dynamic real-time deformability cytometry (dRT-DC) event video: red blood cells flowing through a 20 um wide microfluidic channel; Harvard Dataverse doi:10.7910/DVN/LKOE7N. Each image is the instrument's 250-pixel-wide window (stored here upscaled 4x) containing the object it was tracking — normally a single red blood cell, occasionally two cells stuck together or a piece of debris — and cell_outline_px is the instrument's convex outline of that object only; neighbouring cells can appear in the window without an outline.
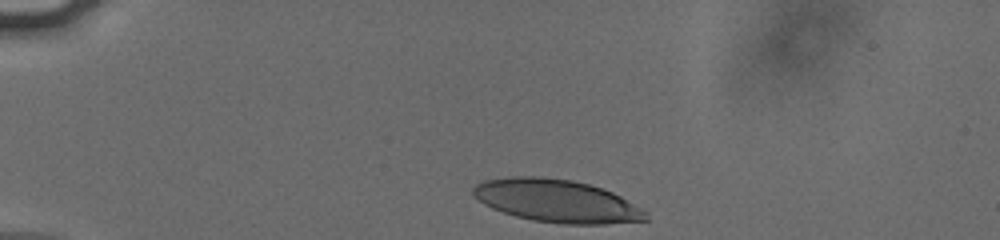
{"species": "human", "species_latin": "Homo sapiens", "temperature_condition": "cold", "stored_images_in_passage": 35, "camera_frame_rate_fps": 3000, "um_per_image_px": 0.085, "donor": {"sex": "male"}, "frame": {"image": 1, "passage_image": 1, "time_ms": 0.0, "image_size_px": [1000, 240], "cell_outline_px": [[648, 220], [604, 224], [564, 224], [532, 220], [516, 216], [492, 208], [484, 204], [472, 196], [472, 188], [476, 184], [484, 180], [512, 176], [540, 176], [572, 180], [588, 184], [612, 192], [620, 196], [648, 212]], "centroid_in_image_um": [47.3, 17.07], "position_along_channel_um": 37.7, "area_um2": 43.06}}
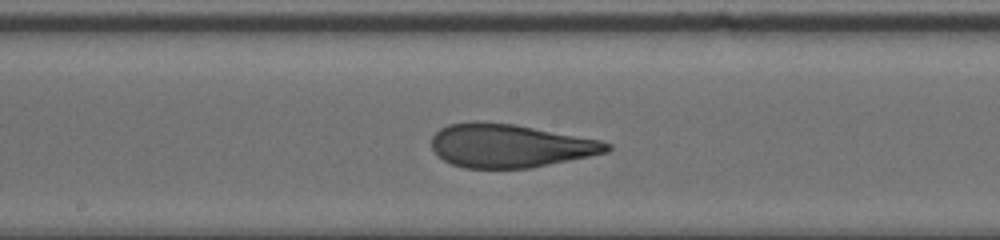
{"frame": {"image": 2, "passage_image": 19, "time_ms": 6.0, "image_size_px": [1000, 240], "cell_outline_px": [[612, 148], [608, 152], [528, 168], [464, 168], [452, 164], [436, 156], [432, 148], [432, 136], [440, 128], [448, 124], [476, 120], [512, 124], [600, 140], [612, 144]], "centroid_in_image_um": [43.29, 12.38], "position_along_channel_um": 204.9, "area_um2": 44.22}}
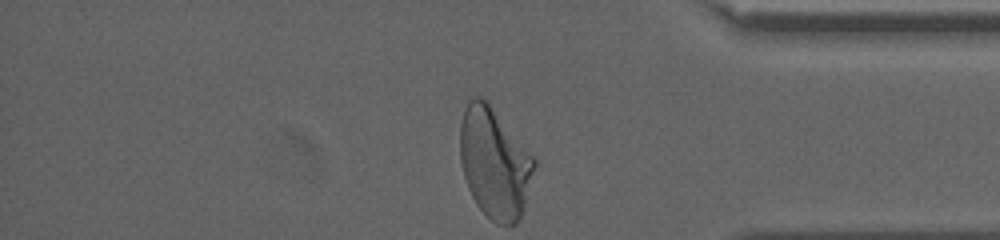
{"frame": {"image": 3, "passage_image": 35, "time_ms": 11.333, "image_size_px": [1000, 240], "cell_outline_px": [[536, 164], [524, 208], [520, 220], [516, 224], [496, 224], [476, 204], [468, 188], [464, 176], [460, 160], [460, 124], [464, 108], [468, 96], [480, 96], [488, 100], [536, 160]], "centroid_in_image_um": [42.02, 13.8], "position_along_channel_um": 393.2, "area_um2": 48.09}, "authors_computed_cell_mechanics": {"area_um2": 44.3904, "velocity_mm_per_s": 3.798, "shape_relaxation_time_tau1_ms": 8.117, "shape_relaxation_time_tau2_ms": 1.1508, "deformation_change_tau1": 0.2758, "deformation_change_tau2": 0.0917}}